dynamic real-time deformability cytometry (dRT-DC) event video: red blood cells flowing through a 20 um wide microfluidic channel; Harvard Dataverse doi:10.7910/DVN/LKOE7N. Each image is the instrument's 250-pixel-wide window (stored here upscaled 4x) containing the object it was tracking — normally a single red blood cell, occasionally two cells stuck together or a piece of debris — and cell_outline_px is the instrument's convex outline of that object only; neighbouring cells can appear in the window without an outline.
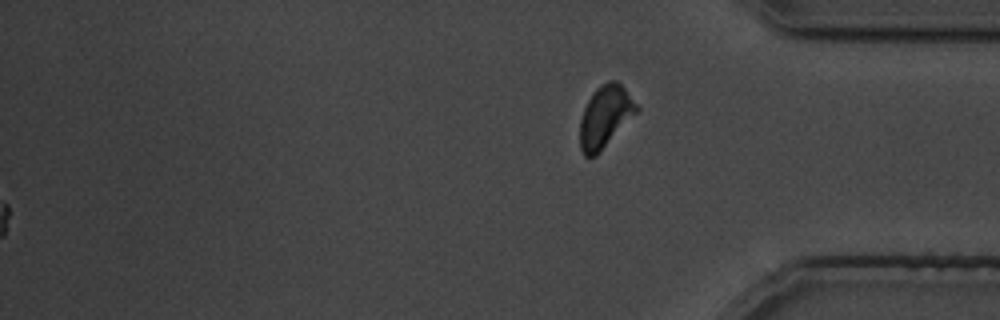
{"species": "common noctule bat (a hibernating species)", "species_latin": "Nyctalus noctula", "temperature_condition": "cold", "stored_images_in_passage": 36, "segment_of_instrument_passage": [2, 2], "camera_frame_rate_fps": 3000, "um_per_image_px": 0.085, "animal": {"sex": "male", "body_mass_g": 19.5, "forearm_length_mm": 54.6}, "frame": {"image": 1, "passage_image": 36, "time_ms": 40.333, "image_size_px": [1000, 320], "cell_outline_px": [[640, 112], [596, 156], [584, 156], [580, 148], [580, 120], [584, 108], [592, 92], [600, 84], [608, 80], [616, 80], [624, 88], [640, 108]], "centroid_in_image_um": [51.47, 9.91], "position_along_channel_um": 383.7, "area_um2": 20.81}}